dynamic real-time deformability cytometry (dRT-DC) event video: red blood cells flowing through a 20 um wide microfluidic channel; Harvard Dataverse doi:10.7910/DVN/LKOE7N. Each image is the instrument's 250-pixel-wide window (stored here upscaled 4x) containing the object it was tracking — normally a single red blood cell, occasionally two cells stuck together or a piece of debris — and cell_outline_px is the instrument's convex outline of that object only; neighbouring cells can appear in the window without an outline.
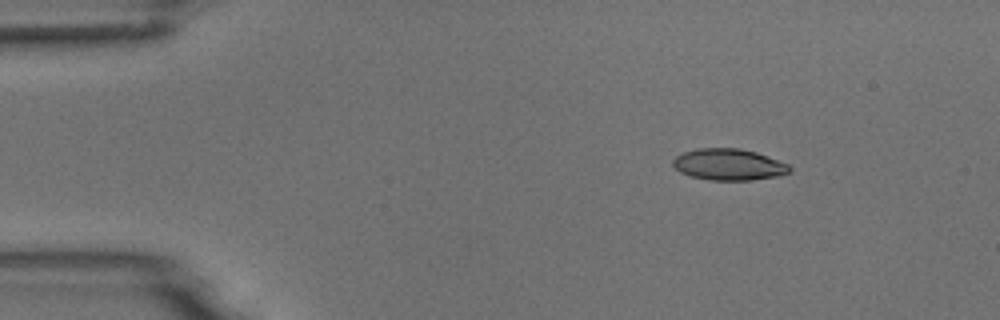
{"species": "common noctule bat (a hibernating species)", "species_latin": "Nyctalus noctula", "temperature_condition": "room temperature", "stored_images_in_passage": 5, "camera_frame_rate_fps": 3000, "um_per_image_px": 0.085, "animal": {"sex": "male", "body_mass_g": 18.8}, "frame": {"image": 1, "passage_image": 2, "time_ms": 0.333, "image_size_px": [1000, 320], "cell_outline_px": [[792, 168], [788, 172], [776, 176], [752, 180], [708, 180], [692, 176], [680, 172], [672, 164], [672, 160], [676, 156], [684, 152], [696, 148], [740, 148], [756, 152], [788, 164]], "centroid_in_image_um": [61.92, 13.98], "position_along_channel_um": 23.1, "area_um2": 21.27}}